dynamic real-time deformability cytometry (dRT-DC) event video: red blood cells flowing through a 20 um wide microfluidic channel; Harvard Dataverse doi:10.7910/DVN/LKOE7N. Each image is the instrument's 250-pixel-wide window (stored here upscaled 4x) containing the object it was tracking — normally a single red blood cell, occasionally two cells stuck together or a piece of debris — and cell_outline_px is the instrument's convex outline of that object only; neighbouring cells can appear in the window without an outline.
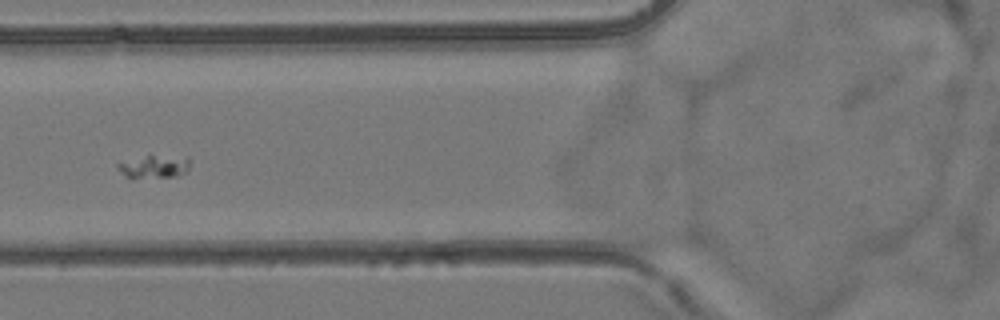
{"species": "common noctule bat (a hibernating species)", "species_latin": "Nyctalus noctula", "temperature_condition": "room temperature", "stored_images_in_passage": 8, "camera_frame_rate_fps": 3000, "um_per_image_px": 0.085, "animal": {"sex": "female", "body_mass_g": 24.6, "forearm_length_mm": 56.2}, "frame": {"image": 1, "passage_image": 5, "time_ms": 5.0, "image_size_px": [1000, 320], "cell_outline_px": [[188, 172], [176, 176], [132, 180], [124, 176], [116, 168], [116, 164], [148, 152], [188, 156]], "centroid_in_image_um": [13.06, 14.12], "position_along_channel_um": 112.7, "area_um2": 10.87}}